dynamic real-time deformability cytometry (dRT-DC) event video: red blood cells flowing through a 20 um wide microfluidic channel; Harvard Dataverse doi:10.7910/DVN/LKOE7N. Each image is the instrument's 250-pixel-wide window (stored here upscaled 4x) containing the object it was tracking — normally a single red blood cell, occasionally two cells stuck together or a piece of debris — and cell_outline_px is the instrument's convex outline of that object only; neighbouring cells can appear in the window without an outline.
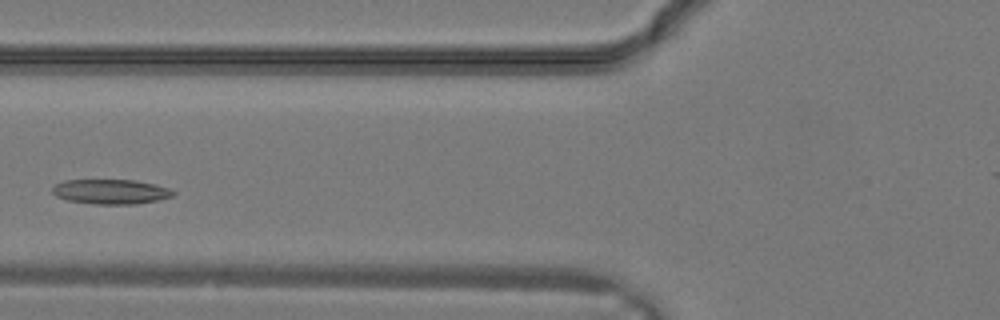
{"species": "common noctule bat (a hibernating species)", "species_latin": "Nyctalus noctula", "temperature_condition": "warm", "stored_images_in_passage": 9, "camera_frame_rate_fps": 3000, "um_per_image_px": 0.085, "animal": {"sex": "male", "body_mass_g": 19.2, "forearm_length_mm": 51.8}, "frame": {"image": 1, "passage_image": 6, "time_ms": 1.667, "image_size_px": [1000, 320], "cell_outline_px": [[176, 192], [172, 196], [156, 200], [136, 204], [92, 204], [68, 200], [56, 196], [52, 192], [52, 188], [56, 184], [64, 180], [136, 180], [156, 184], [168, 188]], "centroid_in_image_um": [9.41, 16.29], "position_along_channel_um": 116.4, "area_um2": 17.4}}
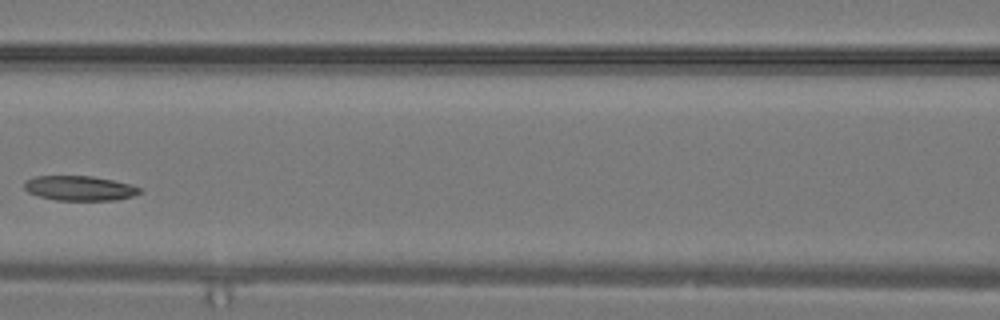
{"frame": {"image": 2, "passage_image": 8, "time_ms": 2.333, "image_size_px": [1000, 320], "cell_outline_px": [[140, 192], [132, 196], [116, 200], [56, 200], [36, 196], [28, 192], [24, 188], [24, 180], [36, 176], [92, 176], [112, 180], [128, 184], [140, 188]], "centroid_in_image_um": [6.69, 16.0], "position_along_channel_um": 159.9, "area_um2": 16.59}}